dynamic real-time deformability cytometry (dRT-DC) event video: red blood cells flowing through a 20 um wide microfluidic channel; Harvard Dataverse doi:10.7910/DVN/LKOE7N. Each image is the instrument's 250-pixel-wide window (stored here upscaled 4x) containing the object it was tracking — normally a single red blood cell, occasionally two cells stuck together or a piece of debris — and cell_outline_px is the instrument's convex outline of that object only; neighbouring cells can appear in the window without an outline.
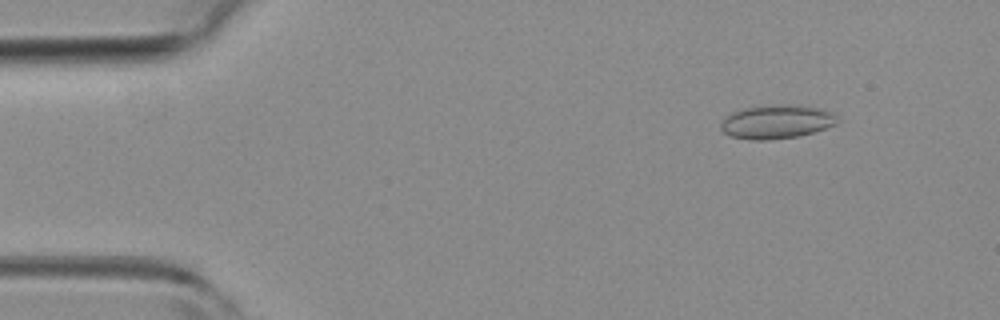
{"species": "common noctule bat (a hibernating species)", "species_latin": "Nyctalus noctula", "temperature_condition": "room temperature", "stored_images_in_passage": 51, "camera_frame_rate_fps": 3000, "um_per_image_px": 0.085, "animal": {"sex": "female", "body_mass_g": 19.3, "forearm_length_mm": 54.1}, "frame": {"image": 1, "passage_image": 6, "time_ms": 1.667, "image_size_px": [1000, 320], "cell_outline_px": [[836, 124], [812, 132], [796, 136], [768, 140], [748, 140], [732, 136], [724, 132], [720, 128], [720, 124], [724, 116], [732, 112], [744, 108], [784, 104], [792, 104], [820, 108], [832, 112], [836, 116]], "centroid_in_image_um": [65.97, 10.34], "position_along_channel_um": 19.0, "area_um2": 22.77}}
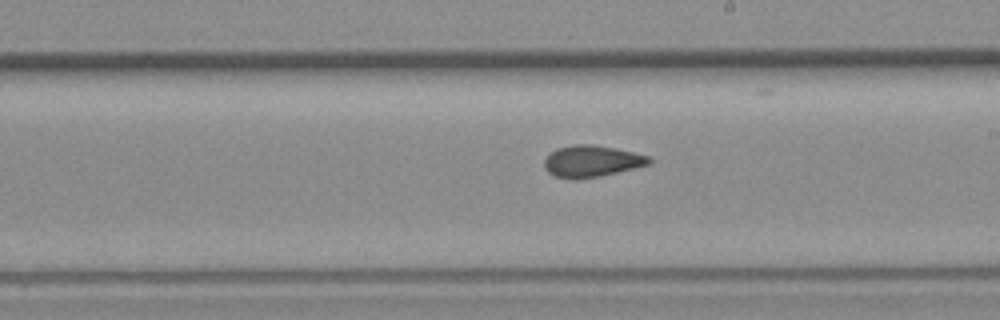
{"frame": {"image": 2, "passage_image": 29, "time_ms": 9.333, "image_size_px": [1000, 320], "cell_outline_px": [[652, 164], [600, 176], [576, 180], [572, 180], [556, 176], [548, 172], [544, 168], [544, 160], [556, 148], [576, 144], [592, 144], [616, 148], [648, 156], [652, 160]], "centroid_in_image_um": [50.29, 13.71], "position_along_channel_um": 238.7, "area_um2": 19.36}}
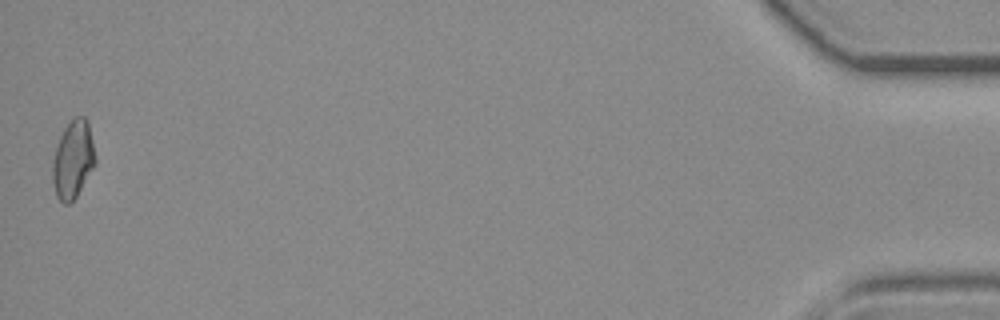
{"frame": {"image": 3, "passage_image": 51, "time_ms": 16.667, "image_size_px": [1000, 320], "cell_outline_px": [[96, 164], [76, 196], [68, 204], [64, 204], [56, 196], [52, 180], [52, 160], [60, 136], [64, 128], [76, 116], [84, 116], [88, 120], [96, 156]], "centroid_in_image_um": [6.21, 13.55], "position_along_channel_um": 429.0, "area_um2": 19.42}, "authors_computed_cell_mechanics": {"area_um2": 19.3052, "velocity_mm_per_s": 3.993, "shape_relaxation_time_tau1_ms": null, "shape_relaxation_time_tau2_ms": 2.645, "deformation_change_tau1": null, "deformation_change_tau2": 0.0742}}